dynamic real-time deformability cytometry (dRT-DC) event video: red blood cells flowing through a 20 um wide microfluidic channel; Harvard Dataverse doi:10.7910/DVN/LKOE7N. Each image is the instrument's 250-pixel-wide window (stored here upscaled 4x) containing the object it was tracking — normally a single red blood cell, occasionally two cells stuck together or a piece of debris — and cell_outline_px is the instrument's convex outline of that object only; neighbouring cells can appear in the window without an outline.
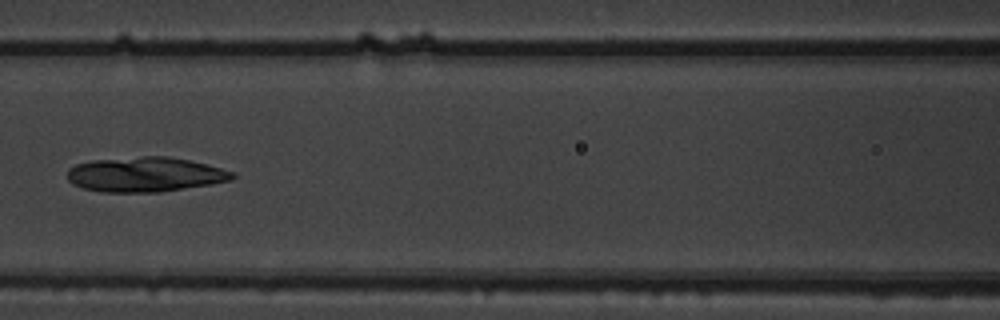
{"species": "common noctule bat (a hibernating species)", "species_latin": "Nyctalus noctula", "temperature_condition": "warm", "stored_images_in_passage": 8, "camera_frame_rate_fps": 3000, "um_per_image_px": 0.085, "animal": {"sex": "male", "body_mass_g": 19.5, "forearm_length_mm": 54.6}, "frame": {"image": 1, "passage_image": 7, "time_ms": 2.0, "image_size_px": [1000, 320], "cell_outline_px": [[236, 176], [232, 180], [212, 184], [160, 192], [100, 192], [84, 188], [72, 184], [68, 180], [68, 168], [76, 164], [92, 160], [140, 156], [168, 156], [192, 160], [236, 172]], "centroid_in_image_um": [12.37, 14.82], "position_along_channel_um": 154.2, "area_um2": 33.81}}
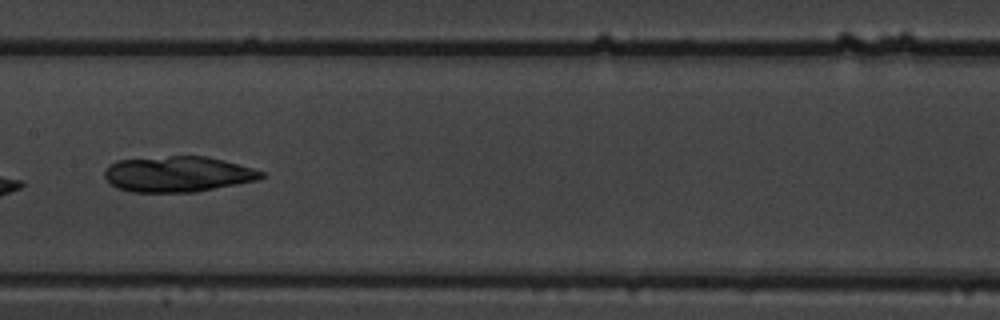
{"frame": {"image": 2, "passage_image": 8, "time_ms": 2.333, "image_size_px": [1000, 320], "cell_outline_px": [[268, 176], [256, 180], [196, 192], [132, 192], [116, 188], [104, 176], [104, 172], [108, 164], [116, 160], [168, 156], [208, 156], [224, 160], [252, 168], [264, 172]], "centroid_in_image_um": [15.1, 14.79], "position_along_channel_um": 192.3, "area_um2": 32.71}}